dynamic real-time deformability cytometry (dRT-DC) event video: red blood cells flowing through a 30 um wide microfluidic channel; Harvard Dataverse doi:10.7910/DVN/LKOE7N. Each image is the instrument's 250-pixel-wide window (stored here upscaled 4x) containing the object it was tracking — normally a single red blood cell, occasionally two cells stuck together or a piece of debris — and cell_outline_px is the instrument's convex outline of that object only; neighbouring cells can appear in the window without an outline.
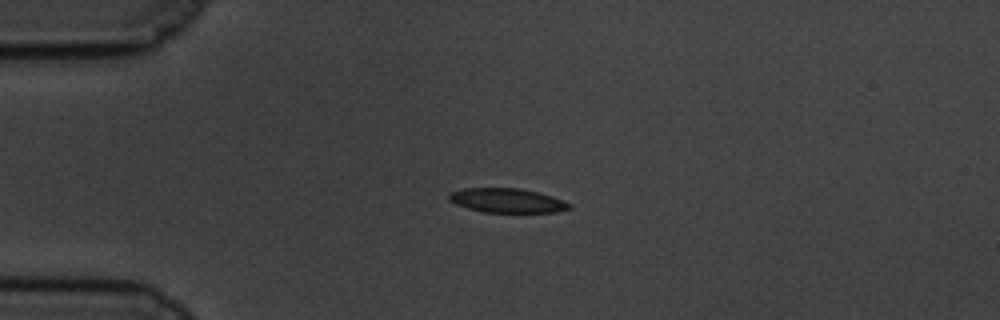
{"species": "common noctule bat (a hibernating species)", "species_latin": "Nyctalus noctula", "temperature_condition": "cold", "stored_images_in_passage": 46, "camera_frame_rate_fps": 3000, "um_per_image_px": 0.085, "animal": {"sex": "male", "body_mass_g": 19.5, "forearm_length_mm": 54.6}, "frame": {"image": 1, "passage_image": 1, "time_ms": 0.0, "image_size_px": [1000, 320], "cell_outline_px": [[572, 208], [556, 212], [484, 212], [468, 208], [456, 204], [448, 200], [448, 192], [464, 188], [520, 188], [540, 192], [552, 196], [572, 204]], "centroid_in_image_um": [43.1, 17.03], "position_along_channel_um": 41.9, "area_um2": 17.17}}
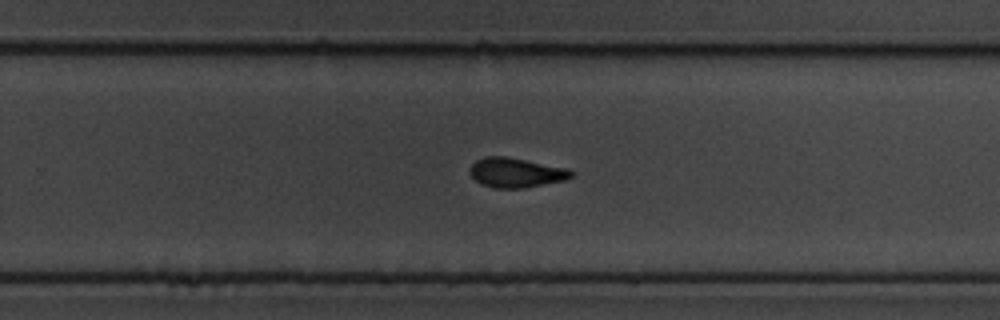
{"frame": {"image": 2, "passage_image": 25, "time_ms": 8.0, "image_size_px": [1000, 320], "cell_outline_px": [[572, 176], [564, 180], [524, 188], [496, 188], [480, 184], [468, 172], [468, 168], [476, 160], [484, 156], [508, 156], [568, 168], [572, 172]], "centroid_in_image_um": [43.81, 14.66], "position_along_channel_um": 286.0, "area_um2": 17.63}}
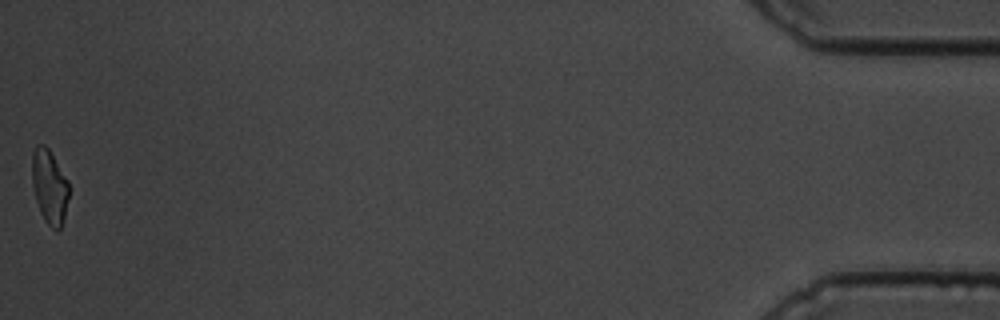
{"frame": {"image": 3, "passage_image": 46, "time_ms": 15.0, "image_size_px": [1000, 320], "cell_outline_px": [[68, 196], [64, 220], [60, 228], [56, 232], [44, 220], [40, 212], [36, 200], [32, 184], [32, 152], [36, 144], [44, 144], [48, 148], [68, 180]], "centroid_in_image_um": [4.19, 15.86], "position_along_channel_um": 431.0, "area_um2": 15.95}, "authors_computed_cell_mechanics": {"area_um2": 17.3978, "velocity_mm_per_s": 3.3864, "shape_relaxation_time_tau1_ms": 5.2932, "shape_relaxation_time_tau2_ms": 2.5303, "deformation_change_tau1": 0.1511, "deformation_change_tau2": 0.0838}}